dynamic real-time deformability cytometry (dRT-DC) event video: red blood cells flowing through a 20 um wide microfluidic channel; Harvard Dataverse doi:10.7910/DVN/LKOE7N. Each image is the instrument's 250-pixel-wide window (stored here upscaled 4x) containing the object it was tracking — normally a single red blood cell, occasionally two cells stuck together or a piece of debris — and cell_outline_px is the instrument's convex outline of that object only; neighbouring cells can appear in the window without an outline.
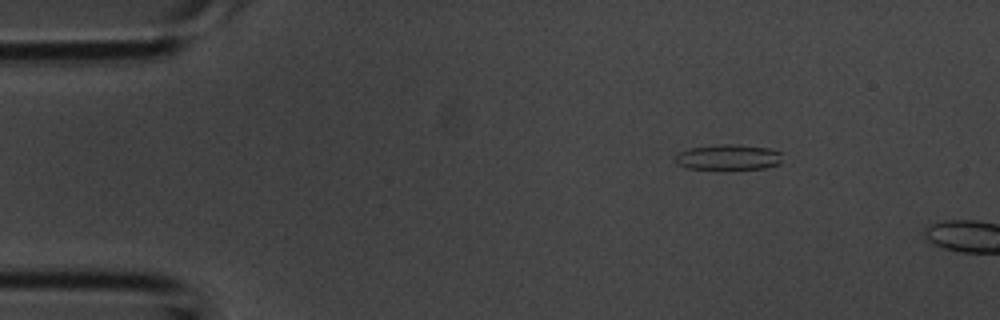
{"species": "common noctule bat (a hibernating species)", "species_latin": "Nyctalus noctula", "temperature_condition": "room temperature", "stored_images_in_passage": 4, "camera_frame_rate_fps": 3000, "um_per_image_px": 0.085, "animal": {"sex": "male", "body_mass_g": 20.1, "forearm_length_mm": 53.5}, "frame": {"image": 1, "passage_image": 2, "time_ms": 0.333, "image_size_px": [1000, 320], "cell_outline_px": [[780, 164], [764, 168], [688, 168], [676, 164], [672, 160], [672, 156], [676, 152], [688, 148], [720, 144], [736, 144], [768, 148], [780, 152]], "centroid_in_image_um": [61.8, 13.34], "position_along_channel_um": 23.2, "area_um2": 15.9}}